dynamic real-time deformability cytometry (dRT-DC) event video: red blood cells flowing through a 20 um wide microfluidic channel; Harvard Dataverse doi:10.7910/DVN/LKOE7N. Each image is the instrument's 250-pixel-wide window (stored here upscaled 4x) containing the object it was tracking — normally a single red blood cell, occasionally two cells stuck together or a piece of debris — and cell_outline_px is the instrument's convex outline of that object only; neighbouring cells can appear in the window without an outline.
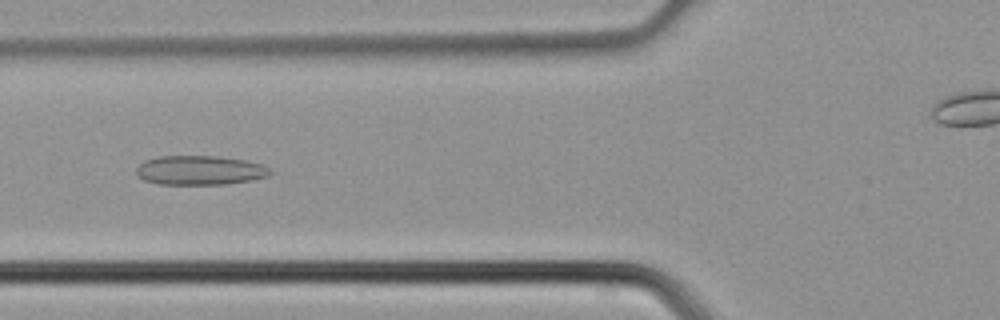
{"species": "common noctule bat (a hibernating species)", "species_latin": "Nyctalus noctula", "temperature_condition": "cold", "stored_images_in_passage": 6, "camera_frame_rate_fps": 3000, "um_per_image_px": 0.085, "animal": {"sex": "male", "body_mass_g": 21.5, "forearm_length_mm": 52.0}, "frame": {"image": 1, "passage_image": 6, "time_ms": 1.667, "image_size_px": [1000, 320], "cell_outline_px": [[272, 172], [268, 176], [252, 180], [224, 184], [160, 184], [144, 180], [136, 172], [136, 168], [144, 160], [160, 156], [216, 156], [248, 160], [260, 164], [268, 168]], "centroid_in_image_um": [16.99, 14.47], "position_along_channel_um": 108.8, "area_um2": 22.77}}